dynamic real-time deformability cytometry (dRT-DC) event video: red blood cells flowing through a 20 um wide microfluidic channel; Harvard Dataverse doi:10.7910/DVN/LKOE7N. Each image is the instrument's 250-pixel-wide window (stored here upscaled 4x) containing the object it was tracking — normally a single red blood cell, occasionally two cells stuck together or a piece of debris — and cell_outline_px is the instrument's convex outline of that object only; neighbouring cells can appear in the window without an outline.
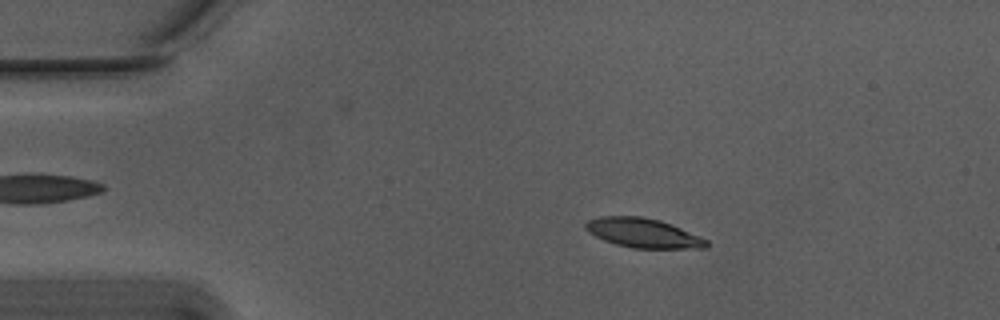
{"species": "Egyptian fruit bat (a non-hibernating species)", "species_latin": "Rousettus aegyptiacus", "temperature_condition": "warm", "stored_images_in_passage": 46, "camera_frame_rate_fps": 3000, "um_per_image_px": 0.085, "animal": {"sex": "male"}, "frame": {"image": 1, "passage_image": 10, "time_ms": 3.0, "image_size_px": [1000, 320], "cell_outline_px": [[708, 244], [704, 248], [632, 248], [616, 244], [604, 240], [588, 232], [584, 228], [584, 224], [588, 220], [600, 216], [640, 216], [660, 220], [672, 224], [708, 240]], "centroid_in_image_um": [54.64, 19.79], "position_along_channel_um": 30.4, "area_um2": 20.63}}
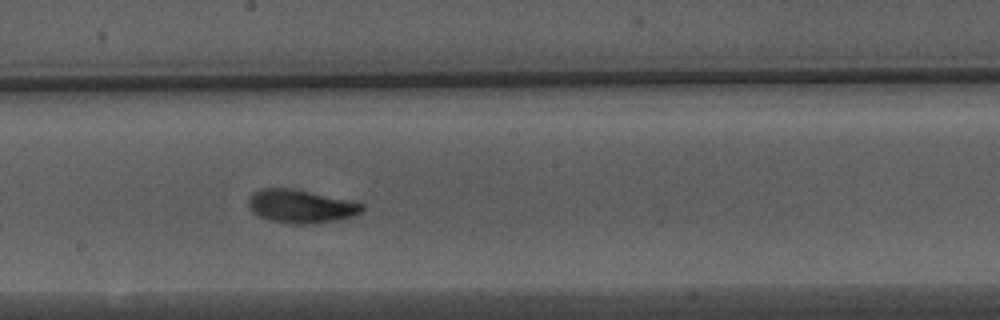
{"frame": {"image": 2, "passage_image": 30, "time_ms": 9.667, "image_size_px": [1000, 320], "cell_outline_px": [[364, 208], [360, 212], [352, 216], [312, 224], [292, 224], [268, 220], [252, 212], [248, 204], [248, 196], [252, 192], [260, 188], [292, 188], [352, 200], [364, 204]], "centroid_in_image_um": [25.53, 17.52], "position_along_channel_um": 222.7, "area_um2": 22.2}}
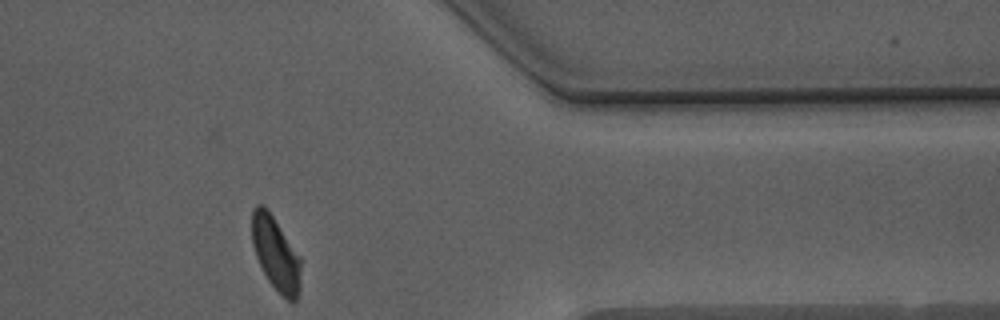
{"frame": {"image": 3, "passage_image": 45, "time_ms": 14.667, "image_size_px": [1000, 320], "cell_outline_px": [[300, 292], [296, 300], [288, 300], [268, 280], [256, 256], [252, 244], [252, 208], [256, 204], [264, 204], [272, 216], [300, 260]], "centroid_in_image_um": [23.4, 21.55], "position_along_channel_um": 388.0, "area_um2": 20.23}, "authors_computed_cell_mechanics": {"area_um2": 21.2993, "velocity_mm_per_s": 3.7097, "shape_relaxation_time_tau1_ms": 3.2093, "shape_relaxation_time_tau2_ms": 0.7149, "deformation_change_tau1": 0.1466, "deformation_change_tau2": 0.0586}}